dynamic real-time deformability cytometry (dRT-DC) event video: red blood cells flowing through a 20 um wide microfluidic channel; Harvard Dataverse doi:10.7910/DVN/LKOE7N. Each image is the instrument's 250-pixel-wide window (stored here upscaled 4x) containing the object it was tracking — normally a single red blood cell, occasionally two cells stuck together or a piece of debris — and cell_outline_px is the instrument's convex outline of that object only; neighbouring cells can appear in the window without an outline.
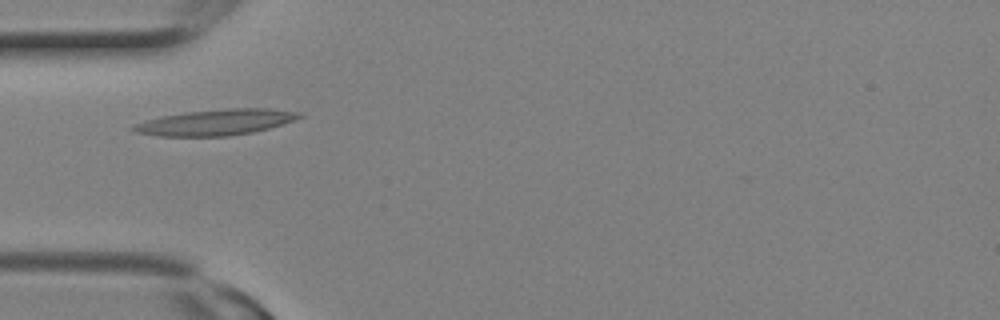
{"species": "Egyptian fruit bat (a non-hibernating species)", "species_latin": "Rousettus aegyptiacus", "temperature_condition": "room temperature", "stored_images_in_passage": 12, "camera_frame_rate_fps": 3000, "um_per_image_px": 0.085, "animal": {"sex": "female"}, "frame": {"image": 1, "passage_image": 6, "time_ms": 1.667, "image_size_px": [1000, 320], "cell_outline_px": [[304, 116], [296, 120], [268, 128], [252, 132], [228, 136], [160, 136], [136, 132], [132, 128], [136, 124], [160, 116], [184, 112], [228, 108], [268, 108], [300, 112]], "centroid_in_image_um": [18.4, 10.38], "position_along_channel_um": 66.6, "area_um2": 24.85}}
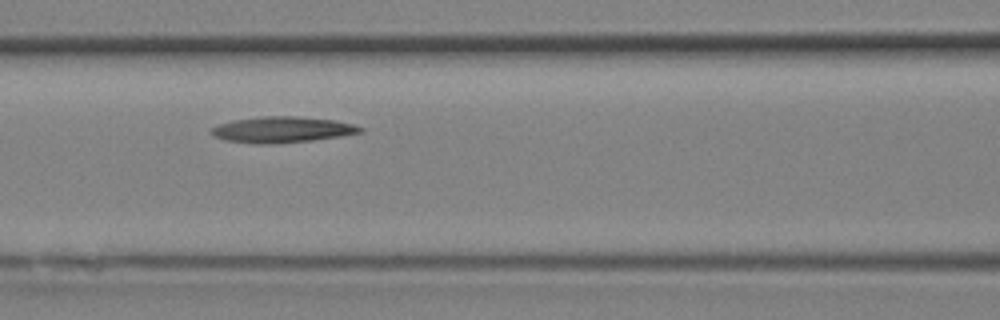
{"frame": {"image": 2, "passage_image": 9, "time_ms": 2.667, "image_size_px": [1000, 320], "cell_outline_px": [[364, 132], [340, 136], [312, 140], [268, 144], [256, 144], [224, 140], [212, 136], [212, 128], [220, 124], [232, 120], [264, 116], [296, 116], [336, 120], [356, 124], [364, 128]], "centroid_in_image_um": [24.02, 11.01], "position_along_channel_um": 142.6, "area_um2": 22.6}}